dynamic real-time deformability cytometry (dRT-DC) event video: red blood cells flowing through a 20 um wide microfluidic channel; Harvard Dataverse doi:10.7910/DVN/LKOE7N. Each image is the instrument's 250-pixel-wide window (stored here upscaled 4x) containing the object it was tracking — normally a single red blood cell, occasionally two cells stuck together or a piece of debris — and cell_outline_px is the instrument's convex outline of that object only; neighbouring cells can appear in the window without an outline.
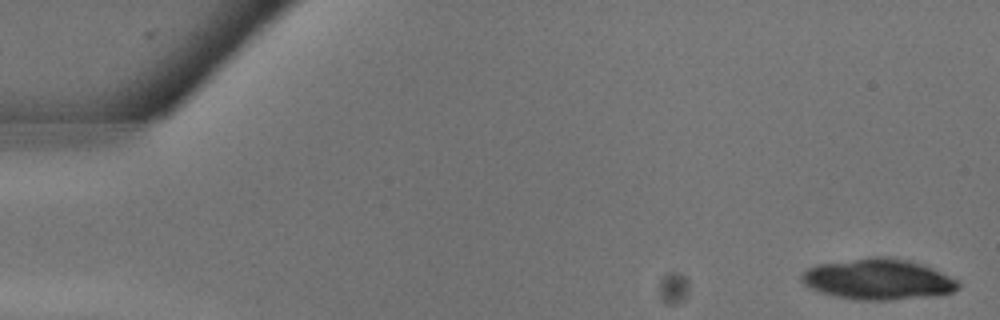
{"species": "common noctule bat (a hibernating species)", "species_latin": "Nyctalus noctula", "temperature_condition": "warm", "stored_images_in_passage": 22, "camera_frame_rate_fps": 3000, "um_per_image_px": 0.085, "animal": {"sex": "male", "body_mass_g": 13.3}, "frame": {"image": 1, "passage_image": 1, "time_ms": 0.0, "image_size_px": [1000, 320], "cell_outline_px": [[960, 288], [952, 292], [936, 296], [892, 300], [856, 300], [832, 296], [820, 292], [804, 284], [800, 280], [800, 276], [808, 268], [820, 264], [872, 256], [880, 256], [908, 260], [924, 264], [956, 280], [960, 284]], "centroid_in_image_um": [74.64, 23.75], "position_along_channel_um": 10.4, "area_um2": 37.34}}
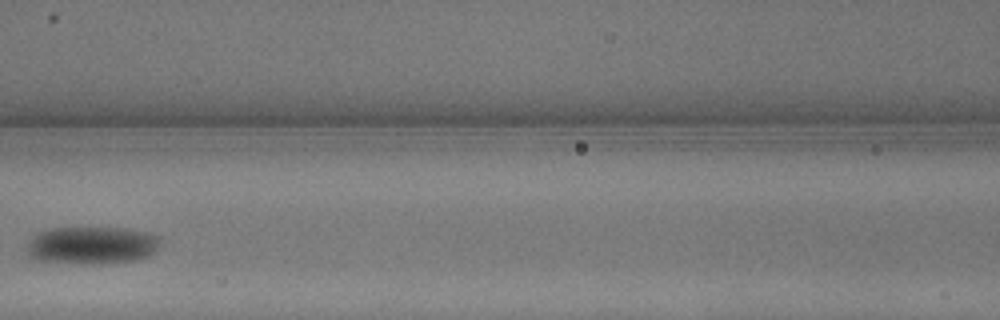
{"frame": {"image": 2, "passage_image": 13, "time_ms": 4.0, "image_size_px": [1000, 320], "cell_outline_px": [[160, 244], [148, 256], [136, 260], [40, 260], [28, 256], [28, 244], [40, 232], [48, 228], [120, 228], [148, 232], [160, 236]], "centroid_in_image_um": [7.86, 20.77], "position_along_channel_um": 158.7, "area_um2": 27.4}}
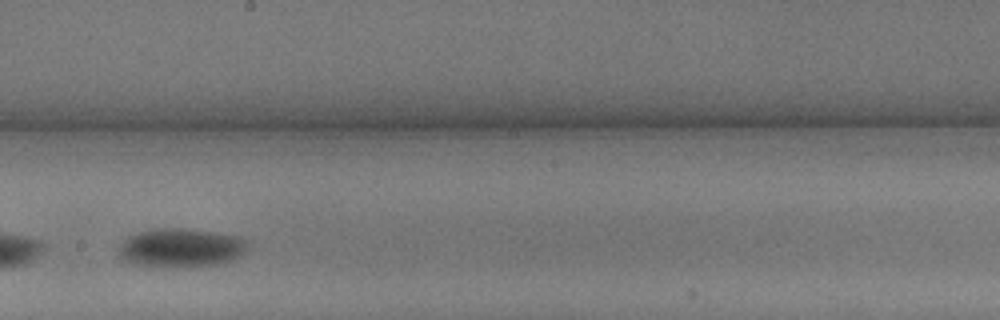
{"frame": {"image": 3, "passage_image": 16, "time_ms": 5.0, "image_size_px": [1000, 320], "cell_outline_px": [[248, 248], [240, 256], [224, 264], [184, 268], [164, 268], [132, 264], [124, 260], [116, 252], [116, 248], [128, 236], [140, 232], [156, 228], [184, 228], [240, 236], [248, 240]], "centroid_in_image_um": [15.38, 21.09], "position_along_channel_um": 232.8, "area_um2": 30.06}}